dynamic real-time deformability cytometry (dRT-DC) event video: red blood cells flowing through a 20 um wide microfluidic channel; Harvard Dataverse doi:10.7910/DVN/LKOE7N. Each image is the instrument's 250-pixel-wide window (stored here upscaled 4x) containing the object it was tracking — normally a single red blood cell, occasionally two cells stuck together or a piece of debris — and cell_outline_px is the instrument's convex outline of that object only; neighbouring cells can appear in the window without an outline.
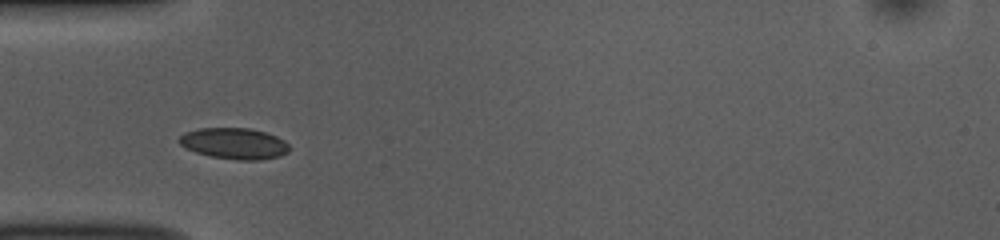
{"species": "common noctule bat (a hibernating species)", "species_latin": "Nyctalus noctula", "temperature_condition": "room temperature", "stored_images_in_passage": 9, "camera_frame_rate_fps": 3000, "um_per_image_px": 0.085, "animal": {"sex": "female", "body_mass_g": 10.0, "forearm_length_mm": 53.1}, "frame": {"image": 1, "passage_image": 3, "time_ms": 0.667, "image_size_px": [1000, 240], "cell_outline_px": [[288, 152], [280, 156], [260, 160], [236, 160], [212, 156], [196, 152], [180, 144], [176, 140], [184, 132], [200, 128], [248, 128], [264, 132], [276, 136], [284, 140], [288, 144]], "centroid_in_image_um": [19.9, 12.19], "position_along_channel_um": 65.1, "area_um2": 19.88}}
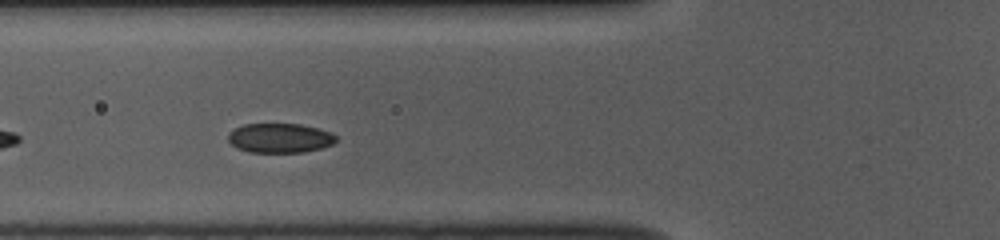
{"frame": {"image": 2, "passage_image": 6, "time_ms": 1.667, "image_size_px": [1000, 240], "cell_outline_px": [[336, 140], [332, 144], [320, 148], [304, 152], [248, 152], [236, 148], [228, 140], [228, 132], [244, 124], [300, 124], [332, 132], [336, 136]], "centroid_in_image_um": [23.77, 11.73], "position_along_channel_um": 102.0, "area_um2": 18.5}}